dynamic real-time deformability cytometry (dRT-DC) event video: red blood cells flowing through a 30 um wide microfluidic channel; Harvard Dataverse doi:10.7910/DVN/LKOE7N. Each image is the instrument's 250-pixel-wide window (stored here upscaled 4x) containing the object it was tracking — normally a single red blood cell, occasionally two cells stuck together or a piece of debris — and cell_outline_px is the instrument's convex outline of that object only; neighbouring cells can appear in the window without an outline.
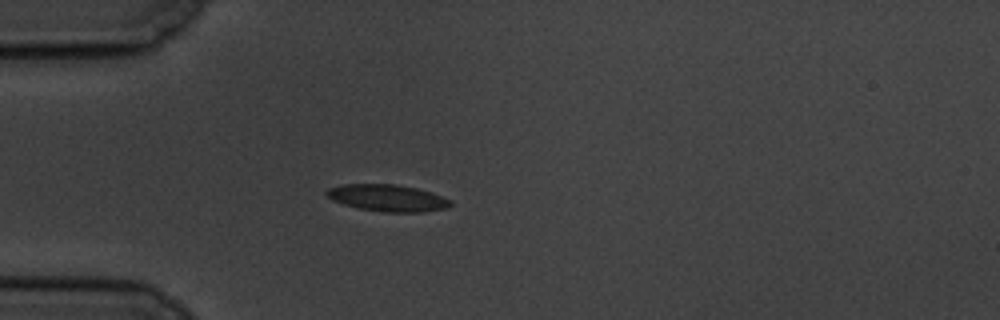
{"species": "common noctule bat (a hibernating species)", "species_latin": "Nyctalus noctula", "temperature_condition": "cold", "stored_images_in_passage": 43, "camera_frame_rate_fps": 3000, "um_per_image_px": 0.085, "animal": {"sex": "male", "body_mass_g": 19.5, "forearm_length_mm": 54.6}, "frame": {"image": 1, "passage_image": 1, "time_ms": 0.0, "image_size_px": [1000, 320], "cell_outline_px": [[452, 204], [448, 208], [424, 212], [384, 212], [360, 208], [344, 204], [332, 200], [324, 192], [328, 188], [340, 184], [396, 184], [416, 188], [432, 192], [452, 200]], "centroid_in_image_um": [32.96, 16.82], "position_along_channel_um": 52.0, "area_um2": 19.48}}
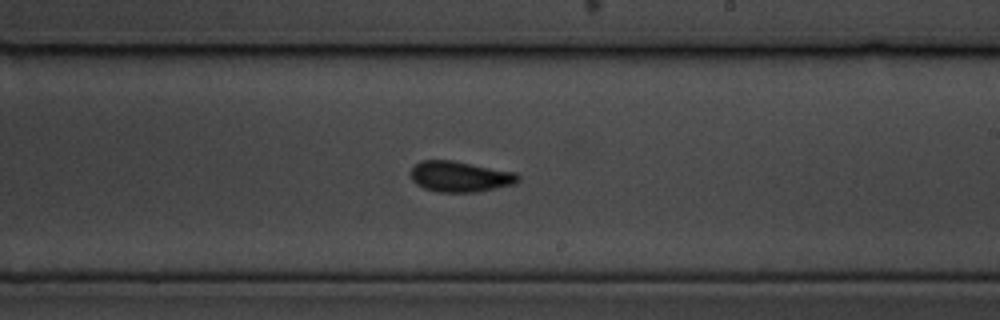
{"frame": {"image": 2, "passage_image": 19, "time_ms": 6.0, "image_size_px": [1000, 320], "cell_outline_px": [[520, 180], [516, 184], [476, 192], [440, 192], [424, 188], [416, 184], [412, 180], [412, 168], [420, 160], [452, 160], [516, 172], [520, 176]], "centroid_in_image_um": [39.14, 15.01], "position_along_channel_um": 249.9, "area_um2": 19.25}}
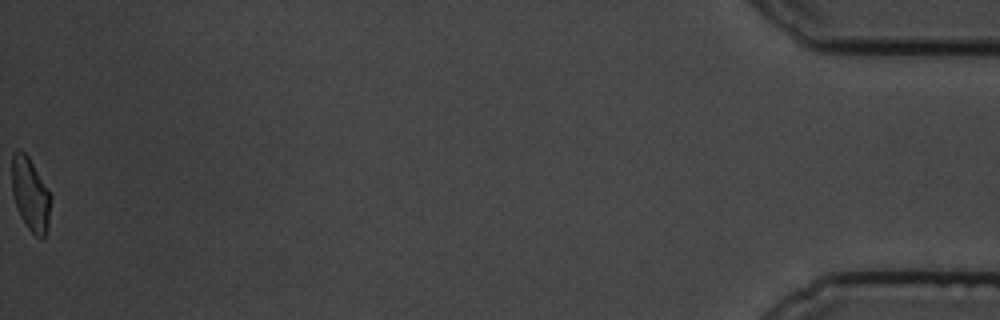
{"frame": {"image": 3, "passage_image": 43, "time_ms": 14.0, "image_size_px": [1000, 320], "cell_outline_px": [[52, 196], [48, 228], [44, 236], [40, 240], [24, 224], [20, 216], [12, 192], [12, 152], [16, 148], [20, 148], [28, 156], [48, 188]], "centroid_in_image_um": [2.59, 16.5], "position_along_channel_um": 432.6, "area_um2": 16.88}, "authors_computed_cell_mechanics": {"area_um2": 18.5538, "velocity_mm_per_s": 3.4724, "shape_relaxation_time_tau1_ms": 5.2088, "shape_relaxation_time_tau2_ms": 2.0509, "deformation_change_tau1": 0.1464, "deformation_change_tau2": 0.0727}}